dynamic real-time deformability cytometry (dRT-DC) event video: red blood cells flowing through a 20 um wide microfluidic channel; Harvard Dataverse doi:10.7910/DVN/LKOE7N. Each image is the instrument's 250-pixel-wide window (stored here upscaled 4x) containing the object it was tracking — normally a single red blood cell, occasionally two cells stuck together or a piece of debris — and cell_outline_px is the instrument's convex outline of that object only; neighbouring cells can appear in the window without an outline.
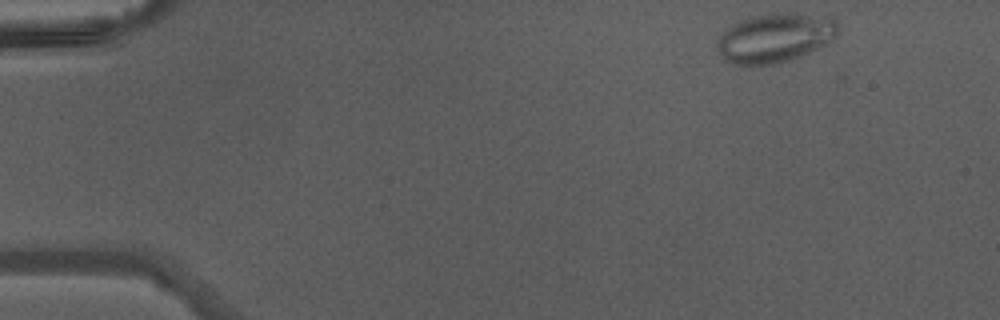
{"species": "Egyptian fruit bat (a non-hibernating species)", "species_latin": "Rousettus aegyptiacus", "temperature_condition": "warm", "stored_images_in_passage": 42, "camera_frame_rate_fps": 3000, "um_per_image_px": 0.085, "animal": {"sex": "male"}, "frame": {"image": 1, "passage_image": 1, "time_ms": 0.0, "image_size_px": [1000, 320], "cell_outline_px": [[836, 36], [832, 40], [800, 56], [776, 64], [732, 64], [724, 60], [716, 48], [716, 40], [732, 24], [740, 20], [752, 16], [776, 12], [832, 16], [836, 20]], "centroid_in_image_um": [65.84, 3.2], "position_along_channel_um": 19.2, "area_um2": 34.51}}
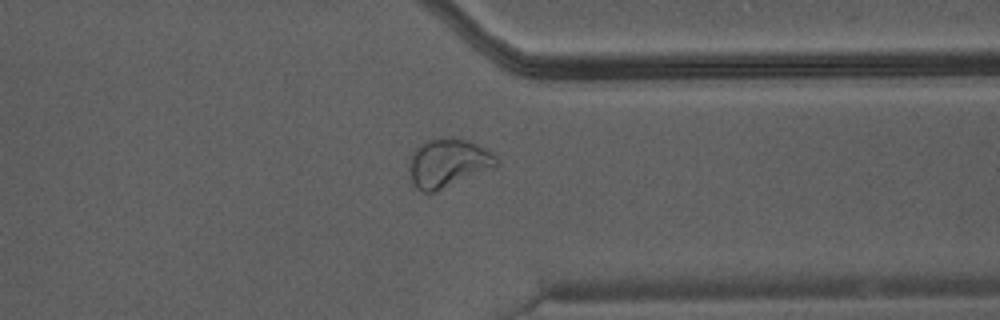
{"frame": {"image": 2, "passage_image": 32, "time_ms": 10.333, "image_size_px": [1000, 320], "cell_outline_px": [[500, 160], [496, 168], [436, 192], [424, 192], [416, 188], [412, 184], [408, 168], [408, 164], [416, 148], [420, 144], [428, 140], [452, 136], [468, 140], [484, 148], [496, 156]], "centroid_in_image_um": [38.1, 13.87], "position_along_channel_um": 373.3, "area_um2": 25.14}}
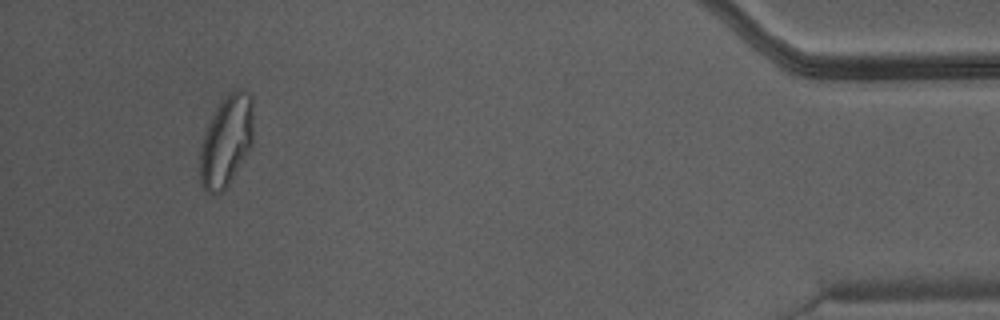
{"frame": {"image": 3, "passage_image": 39, "time_ms": 12.667, "image_size_px": [1000, 320], "cell_outline_px": [[252, 148], [228, 184], [220, 192], [212, 196], [204, 188], [200, 180], [200, 148], [204, 132], [220, 100], [228, 92], [236, 88], [244, 88], [252, 96]], "centroid_in_image_um": [19.24, 11.94], "position_along_channel_um": 416.0, "area_um2": 28.67}}